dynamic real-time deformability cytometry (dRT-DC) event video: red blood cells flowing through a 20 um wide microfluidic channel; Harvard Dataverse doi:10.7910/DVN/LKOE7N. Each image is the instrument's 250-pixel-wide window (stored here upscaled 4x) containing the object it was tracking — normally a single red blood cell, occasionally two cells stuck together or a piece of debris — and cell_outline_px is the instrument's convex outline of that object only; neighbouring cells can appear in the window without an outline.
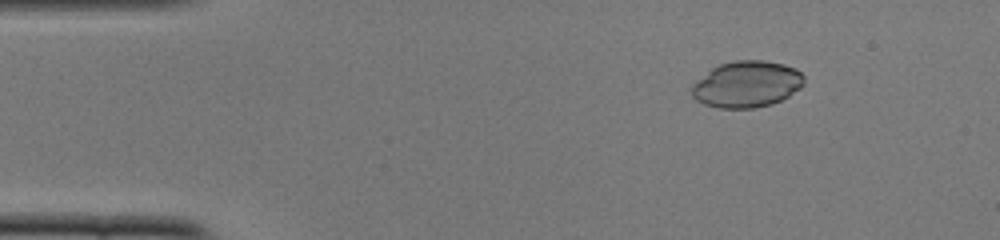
{"species": "common noctule bat (a hibernating species)", "species_latin": "Nyctalus noctula", "temperature_condition": "cold", "stored_images_in_passage": 45, "camera_frame_rate_fps": 3000, "um_per_image_px": 0.085, "animal": {"sex": "female", "body_mass_g": 22.0, "forearm_length_mm": 56.7}, "frame": {"image": 1, "passage_image": 1, "time_ms": 0.0, "image_size_px": [1000, 240], "cell_outline_px": [[804, 84], [800, 88], [788, 96], [772, 104], [752, 108], [720, 108], [704, 104], [696, 100], [692, 96], [692, 84], [696, 80], [712, 68], [720, 64], [736, 60], [760, 60], [784, 64], [796, 68], [804, 76]], "centroid_in_image_um": [63.47, 7.16], "position_along_channel_um": 21.5, "area_um2": 30.35}}
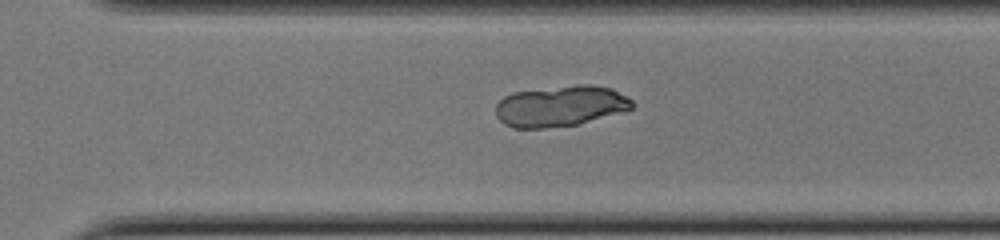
{"frame": {"image": 2, "passage_image": 30, "time_ms": 9.667, "image_size_px": [1000, 240], "cell_outline_px": [[632, 108], [576, 124], [544, 128], [512, 128], [504, 124], [496, 116], [496, 104], [504, 96], [512, 92], [576, 84], [592, 84], [612, 88], [632, 100]], "centroid_in_image_um": [47.58, 9.0], "position_along_channel_um": 323.0, "area_um2": 32.25}}
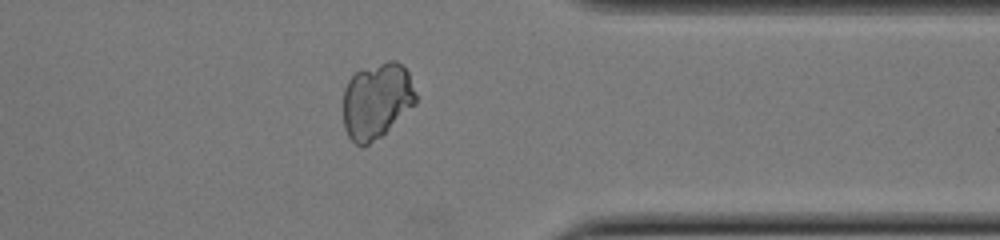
{"frame": {"image": 3, "passage_image": 35, "time_ms": 11.333, "image_size_px": [1000, 240], "cell_outline_px": [[416, 104], [380, 136], [364, 148], [360, 148], [348, 136], [344, 128], [344, 88], [348, 80], [360, 68], [388, 60], [396, 60], [408, 72], [416, 92]], "centroid_in_image_um": [32.01, 8.55], "position_along_channel_um": 379.4, "area_um2": 32.31}}